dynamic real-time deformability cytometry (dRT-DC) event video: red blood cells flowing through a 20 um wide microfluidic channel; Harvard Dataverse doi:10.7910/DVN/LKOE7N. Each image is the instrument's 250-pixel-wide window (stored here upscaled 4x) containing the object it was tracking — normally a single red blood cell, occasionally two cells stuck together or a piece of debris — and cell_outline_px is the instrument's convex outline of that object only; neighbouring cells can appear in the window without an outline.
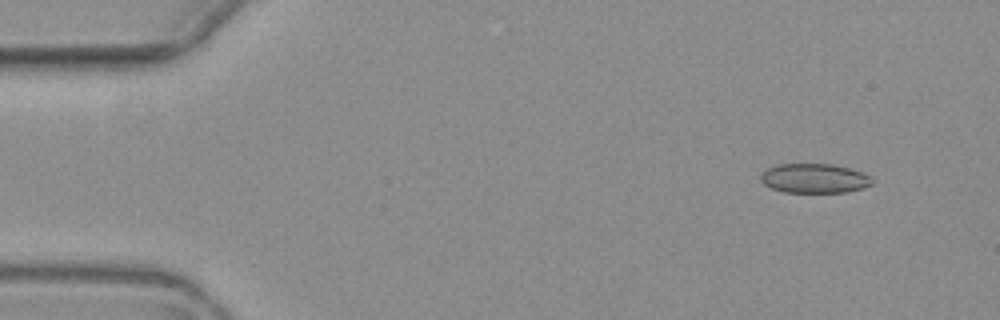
{"species": "common noctule bat (a hibernating species)", "species_latin": "Nyctalus noctula", "temperature_condition": "warm", "stored_images_in_passage": 4, "camera_frame_rate_fps": 3000, "um_per_image_px": 0.085, "animal": {"sex": "female", "body_mass_g": 19.3, "forearm_length_mm": 54.1}, "frame": {"image": 1, "passage_image": 1, "time_ms": 0.0, "image_size_px": [1000, 320], "cell_outline_px": [[876, 180], [872, 184], [848, 192], [784, 192], [772, 188], [764, 184], [760, 180], [760, 176], [768, 168], [776, 164], [832, 164], [848, 168], [872, 176]], "centroid_in_image_um": [69.24, 15.16], "position_along_channel_um": 15.8, "area_um2": 19.07}}
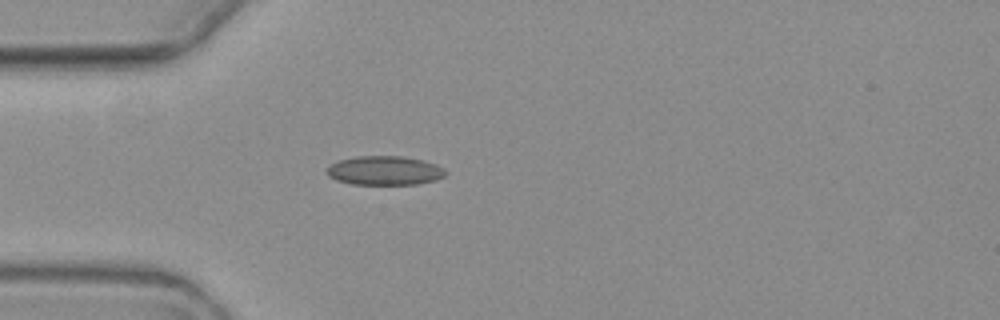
{"frame": {"image": 2, "passage_image": 4, "time_ms": 3.667, "image_size_px": [1000, 320], "cell_outline_px": [[448, 172], [444, 176], [436, 180], [416, 184], [352, 184], [336, 180], [328, 176], [324, 168], [340, 160], [356, 156], [400, 156], [424, 160], [436, 164], [444, 168]], "centroid_in_image_um": [32.69, 14.49], "position_along_channel_um": 52.3, "area_um2": 20.23}}